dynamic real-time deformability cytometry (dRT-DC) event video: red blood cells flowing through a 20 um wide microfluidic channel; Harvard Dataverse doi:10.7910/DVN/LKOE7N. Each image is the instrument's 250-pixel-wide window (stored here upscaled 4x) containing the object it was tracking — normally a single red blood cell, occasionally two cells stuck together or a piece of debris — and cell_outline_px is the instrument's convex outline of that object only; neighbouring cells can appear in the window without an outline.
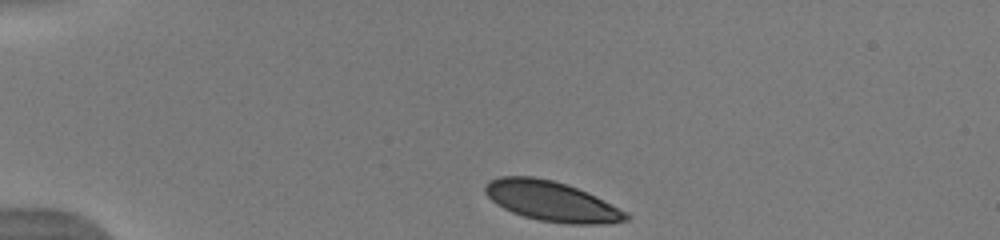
{"species": "human", "species_latin": "Homo sapiens", "temperature_condition": "warm", "stored_images_in_passage": 41, "camera_frame_rate_fps": 3000, "um_per_image_px": 0.085, "donor": {"sex": "male"}, "frame": {"image": 1, "passage_image": 1, "time_ms": 0.0, "image_size_px": [1000, 240], "cell_outline_px": [[632, 216], [628, 220], [596, 224], [568, 224], [540, 220], [524, 216], [512, 212], [496, 204], [484, 192], [484, 184], [488, 180], [500, 176], [532, 176], [552, 180], [576, 188], [596, 196], [628, 212]], "centroid_in_image_um": [46.87, 17.1], "position_along_channel_um": 38.1, "area_um2": 32.71}}
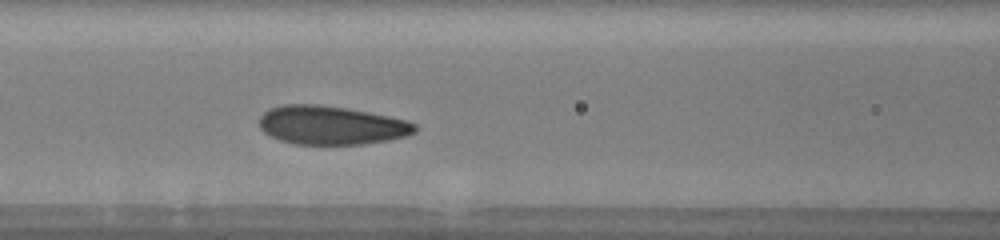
{"frame": {"image": 2, "passage_image": 13, "time_ms": 4.0, "image_size_px": [1000, 240], "cell_outline_px": [[416, 132], [404, 136], [388, 140], [364, 144], [292, 144], [280, 140], [264, 132], [260, 128], [260, 116], [268, 108], [280, 104], [320, 104], [348, 108], [408, 120], [416, 124]], "centroid_in_image_um": [28.14, 10.63], "position_along_channel_um": 138.5, "area_um2": 35.26}}
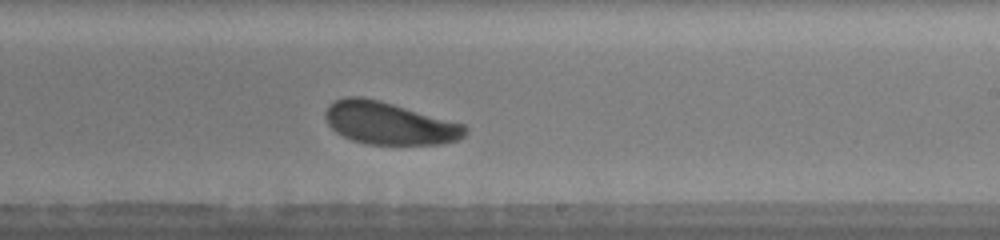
{"frame": {"image": 3, "passage_image": 22, "time_ms": 7.0, "image_size_px": [1000, 240], "cell_outline_px": [[468, 132], [460, 140], [440, 144], [368, 144], [352, 140], [336, 132], [328, 124], [324, 116], [324, 112], [328, 104], [344, 96], [364, 96], [380, 100], [464, 124], [468, 128]], "centroid_in_image_um": [33.08, 10.46], "position_along_channel_um": 255.9, "area_um2": 34.8}, "authors_computed_cell_mechanics": {"area_um2": 34.7956, "velocity_mm_per_s": 3.9222, "shape_relaxation_time_tau1_ms": 2.1416, "shape_relaxation_time_tau2_ms": null, "deformation_change_tau1": 0.1071, "deformation_change_tau2": null}}